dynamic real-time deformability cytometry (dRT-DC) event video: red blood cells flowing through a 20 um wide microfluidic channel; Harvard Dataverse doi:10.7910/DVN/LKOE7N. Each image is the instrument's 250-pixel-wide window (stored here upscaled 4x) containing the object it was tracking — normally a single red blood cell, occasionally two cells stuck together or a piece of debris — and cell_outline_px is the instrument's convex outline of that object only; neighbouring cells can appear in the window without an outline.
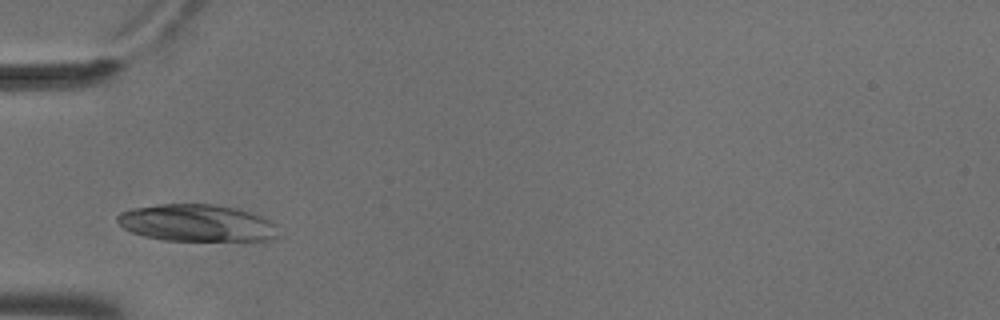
{"species": "common noctule bat (a hibernating species)", "species_latin": "Nyctalus noctula", "temperature_condition": "cold", "stored_images_in_passage": 6, "camera_frame_rate_fps": 3000, "um_per_image_px": 0.085, "animal": {"sex": "male", "body_mass_g": 18.8}, "frame": {"image": 1, "passage_image": 1, "time_ms": 0.0, "image_size_px": [1000, 320], "cell_outline_px": [[276, 236], [268, 240], [164, 240], [144, 236], [132, 232], [124, 228], [116, 220], [116, 216], [120, 212], [132, 208], [160, 204], [216, 204], [236, 208], [260, 216], [268, 220], [272, 224]], "centroid_in_image_um": [16.63, 18.94], "position_along_channel_um": 68.4, "area_um2": 34.22}}
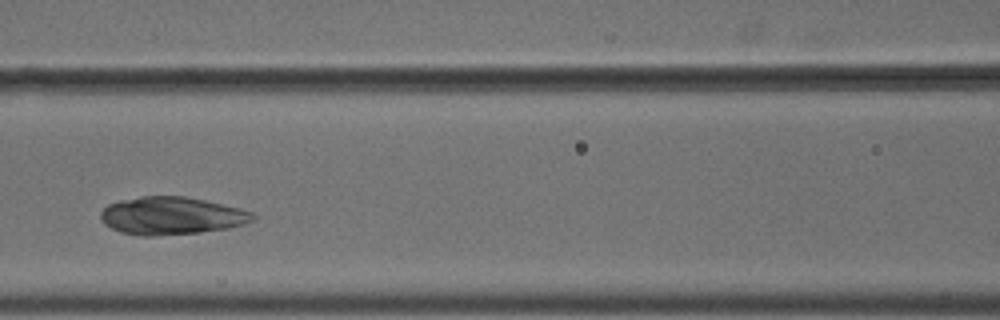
{"frame": {"image": 2, "passage_image": 3, "time_ms": 0.667, "image_size_px": [1000, 320], "cell_outline_px": [[256, 220], [244, 224], [228, 228], [200, 232], [152, 236], [144, 236], [120, 232], [104, 224], [100, 220], [100, 212], [108, 204], [120, 200], [140, 196], [184, 196], [204, 200], [240, 208], [252, 212], [256, 216]], "centroid_in_image_um": [14.57, 18.34], "position_along_channel_um": 152.0, "area_um2": 33.52}}
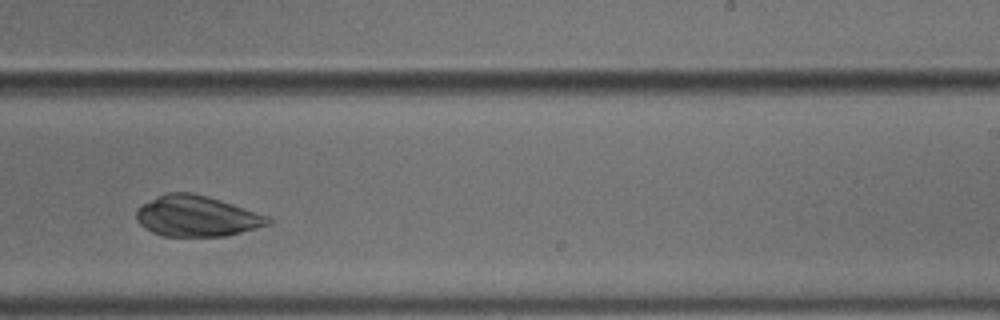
{"frame": {"image": 3, "passage_image": 6, "time_ms": 1.667, "image_size_px": [1000, 320], "cell_outline_px": [[272, 220], [268, 224], [256, 228], [228, 236], [164, 236], [152, 232], [144, 228], [136, 220], [136, 208], [168, 192], [192, 192], [208, 196], [272, 216]], "centroid_in_image_um": [16.76, 18.37], "position_along_channel_um": 272.2, "area_um2": 31.39}}